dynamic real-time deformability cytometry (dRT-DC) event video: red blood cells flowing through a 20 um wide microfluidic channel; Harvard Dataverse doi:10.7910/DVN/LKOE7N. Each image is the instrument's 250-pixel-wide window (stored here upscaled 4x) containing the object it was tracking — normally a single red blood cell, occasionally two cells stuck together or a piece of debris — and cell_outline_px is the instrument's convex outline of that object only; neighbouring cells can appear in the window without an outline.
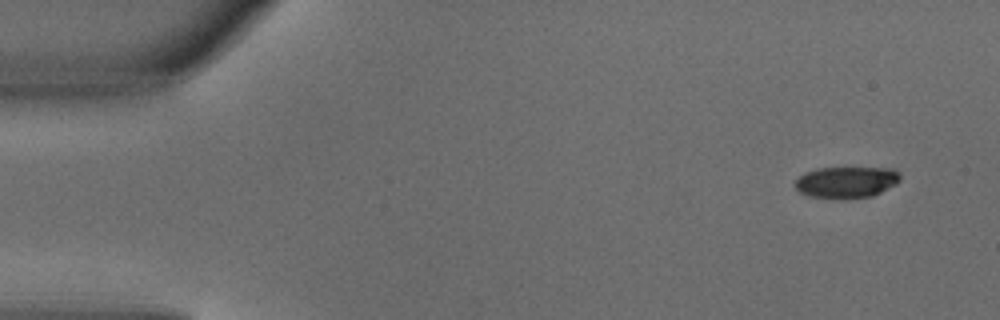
{"species": "common noctule bat (a hibernating species)", "species_latin": "Nyctalus noctula", "temperature_condition": "warm", "stored_images_in_passage": 4, "camera_frame_rate_fps": 3000, "um_per_image_px": 0.085, "animal": {"sex": "male", "body_mass_g": 18.8}, "frame": {"image": 1, "passage_image": 1, "time_ms": 0.0, "image_size_px": [1000, 320], "cell_outline_px": [[900, 180], [896, 184], [872, 196], [812, 196], [800, 192], [796, 188], [796, 180], [804, 172], [816, 168], [892, 168], [900, 176]], "centroid_in_image_um": [71.95, 15.43], "position_along_channel_um": 13.0, "area_um2": 18.38}}
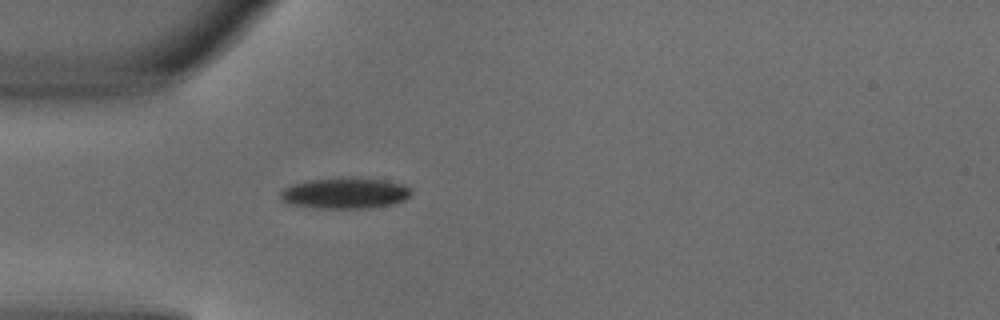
{"frame": {"image": 2, "passage_image": 4, "time_ms": 1.0, "image_size_px": [1000, 320], "cell_outline_px": [[412, 192], [404, 200], [396, 204], [372, 208], [316, 208], [292, 204], [284, 200], [280, 196], [280, 192], [284, 188], [292, 184], [308, 180], [352, 176], [384, 180], [404, 184]], "centroid_in_image_um": [29.36, 16.41], "position_along_channel_um": 55.6, "area_um2": 23.81}}